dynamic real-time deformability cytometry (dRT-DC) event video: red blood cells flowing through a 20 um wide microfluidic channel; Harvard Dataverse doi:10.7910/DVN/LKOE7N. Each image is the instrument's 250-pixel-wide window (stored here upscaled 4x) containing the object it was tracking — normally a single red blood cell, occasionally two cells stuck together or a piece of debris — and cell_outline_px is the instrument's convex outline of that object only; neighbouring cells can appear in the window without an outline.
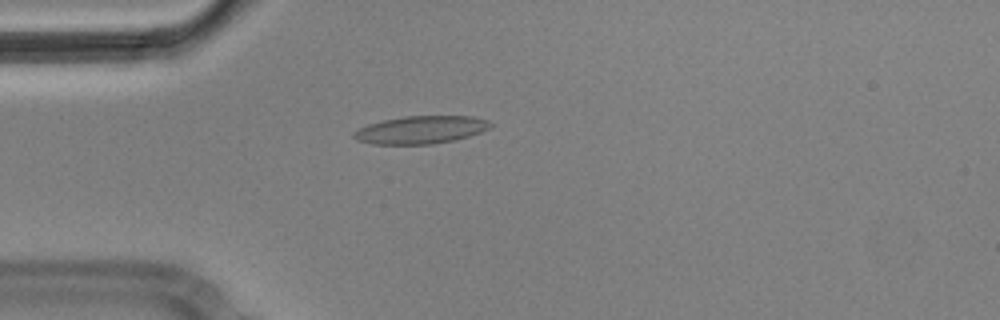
{"species": "Egyptian fruit bat (a non-hibernating species)", "species_latin": "Rousettus aegyptiacus", "temperature_condition": "cold", "stored_images_in_passage": 4, "camera_frame_rate_fps": 3000, "um_per_image_px": 0.085, "animal": {"sex": "male"}, "frame": {"image": 1, "passage_image": 4, "time_ms": 1.0, "image_size_px": [1000, 320], "cell_outline_px": [[492, 128], [456, 140], [432, 144], [372, 144], [356, 140], [352, 136], [352, 132], [368, 124], [384, 120], [404, 116], [472, 116], [488, 120], [492, 124]], "centroid_in_image_um": [35.77, 11.03], "position_along_channel_um": 49.2, "area_um2": 22.2}}